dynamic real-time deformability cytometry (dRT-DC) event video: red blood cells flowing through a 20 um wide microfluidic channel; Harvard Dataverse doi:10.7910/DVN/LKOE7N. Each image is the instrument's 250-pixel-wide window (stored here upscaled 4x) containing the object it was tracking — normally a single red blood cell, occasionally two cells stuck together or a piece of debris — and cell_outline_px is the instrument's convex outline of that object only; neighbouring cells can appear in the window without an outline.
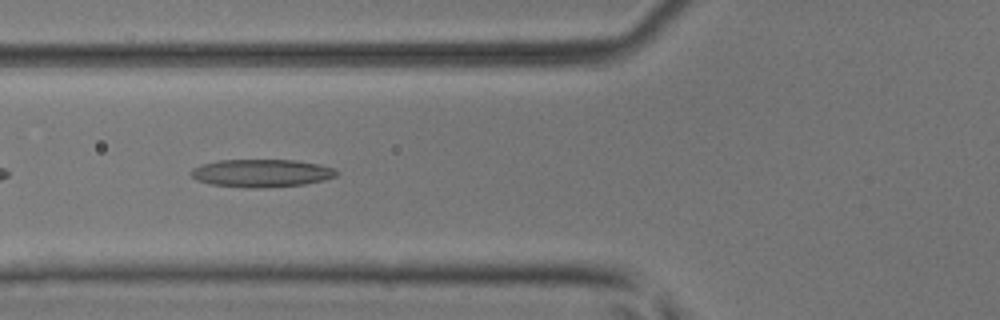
{"species": "common noctule bat (a hibernating species)", "species_latin": "Nyctalus noctula", "temperature_condition": "room temperature", "stored_images_in_passage": 7, "camera_frame_rate_fps": 3000, "um_per_image_px": 0.085, "animal": {"sex": "male", "body_mass_g": 17.9, "forearm_length_mm": 54.2}, "frame": {"image": 1, "passage_image": 6, "time_ms": 1.667, "image_size_px": [1000, 320], "cell_outline_px": [[340, 172], [336, 176], [324, 180], [304, 184], [260, 188], [244, 188], [212, 184], [196, 180], [188, 172], [192, 168], [216, 160], [296, 160], [320, 164], [336, 168]], "centroid_in_image_um": [22.25, 14.71], "position_along_channel_um": 103.6, "area_um2": 23.81}}
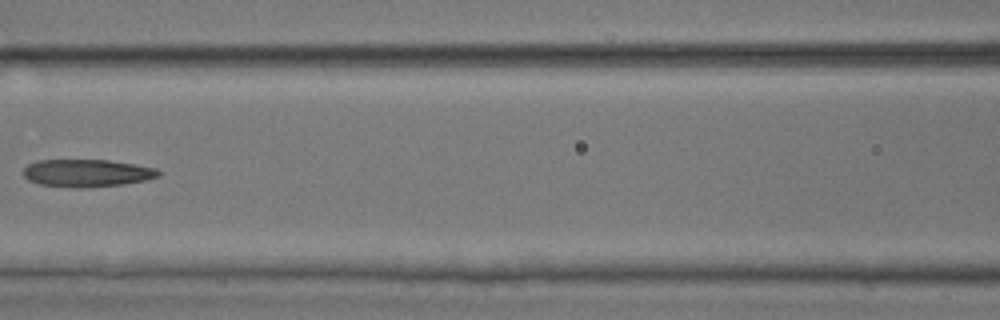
{"frame": {"image": 2, "passage_image": 7, "time_ms": 2.0, "image_size_px": [1000, 320], "cell_outline_px": [[160, 176], [144, 180], [124, 184], [76, 188], [40, 184], [28, 180], [24, 176], [24, 168], [28, 164], [36, 160], [108, 160], [156, 168], [160, 172]], "centroid_in_image_um": [7.36, 14.7], "position_along_channel_um": 159.2, "area_um2": 21.5}}